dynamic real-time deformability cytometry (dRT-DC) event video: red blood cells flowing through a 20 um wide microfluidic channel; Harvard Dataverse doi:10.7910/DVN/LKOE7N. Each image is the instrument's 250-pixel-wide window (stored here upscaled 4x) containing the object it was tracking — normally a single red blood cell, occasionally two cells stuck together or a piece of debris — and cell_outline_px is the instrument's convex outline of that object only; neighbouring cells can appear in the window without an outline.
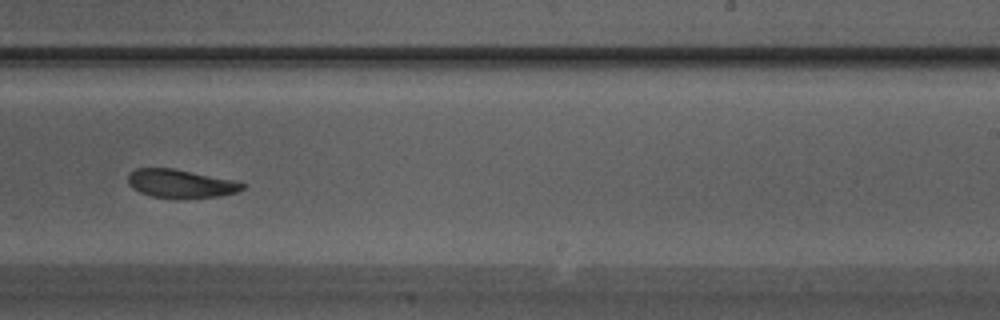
{"species": "Egyptian fruit bat (a non-hibernating species)", "species_latin": "Rousettus aegyptiacus", "temperature_condition": "warm", "stored_images_in_passage": 31, "camera_frame_rate_fps": 3000, "um_per_image_px": 0.085, "animal": {"sex": "male"}, "frame": {"image": 1, "passage_image": 18, "time_ms": 5.667, "image_size_px": [1000, 320], "cell_outline_px": [[248, 184], [244, 188], [236, 192], [216, 196], [152, 196], [140, 192], [132, 188], [128, 184], [128, 176], [136, 168], [172, 168], [236, 180]], "centroid_in_image_um": [15.37, 15.56], "position_along_channel_um": 273.6, "area_um2": 18.32}}
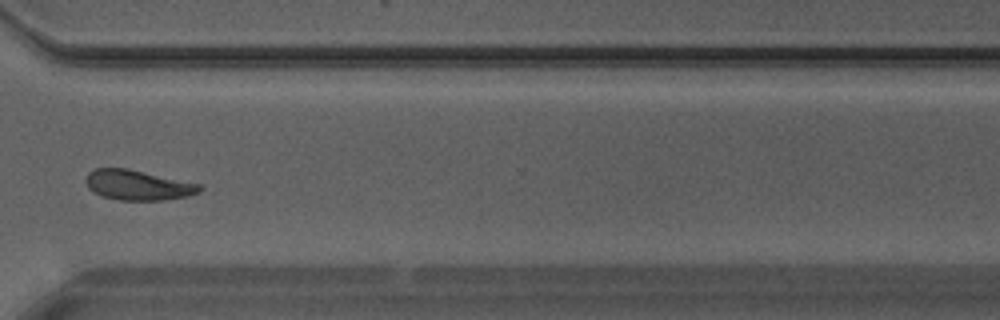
{"frame": {"image": 2, "passage_image": 22, "time_ms": 7.0, "image_size_px": [1000, 320], "cell_outline_px": [[204, 188], [200, 192], [188, 196], [164, 200], [120, 200], [104, 196], [92, 192], [88, 188], [84, 180], [88, 172], [96, 168], [128, 168], [200, 184]], "centroid_in_image_um": [11.71, 15.73], "position_along_channel_um": 358.9, "area_um2": 20.06}}